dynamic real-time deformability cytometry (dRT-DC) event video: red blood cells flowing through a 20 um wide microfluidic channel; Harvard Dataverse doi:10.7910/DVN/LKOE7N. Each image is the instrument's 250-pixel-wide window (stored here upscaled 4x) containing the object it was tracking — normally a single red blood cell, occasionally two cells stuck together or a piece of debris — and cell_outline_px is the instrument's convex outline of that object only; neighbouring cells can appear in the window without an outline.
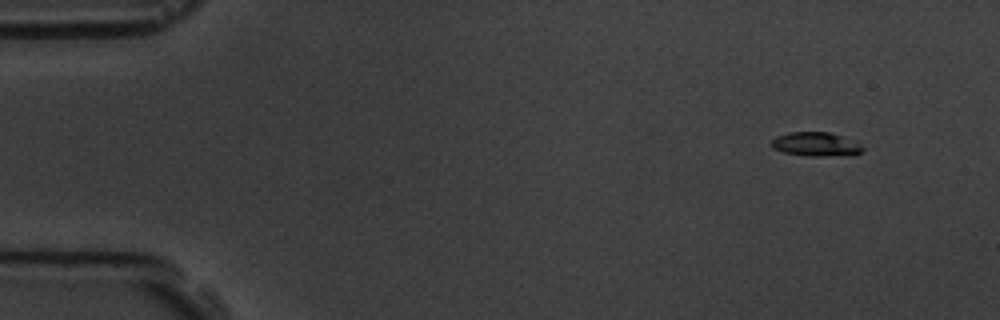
{"species": "common noctule bat (a hibernating species)", "species_latin": "Nyctalus noctula", "temperature_condition": "room temperature", "stored_images_in_passage": 9, "camera_frame_rate_fps": 3000, "um_per_image_px": 0.085, "animal": {"sex": "male", "body_mass_g": 19.5, "forearm_length_mm": 54.6}, "frame": {"image": 1, "passage_image": 1, "time_ms": 0.0, "image_size_px": [1000, 320], "cell_outline_px": [[864, 152], [852, 156], [808, 156], [784, 152], [772, 148], [768, 144], [776, 136], [788, 132], [828, 132], [844, 136], [860, 144], [864, 148]], "centroid_in_image_um": [69.38, 12.27], "position_along_channel_um": 15.6, "area_um2": 13.12}}
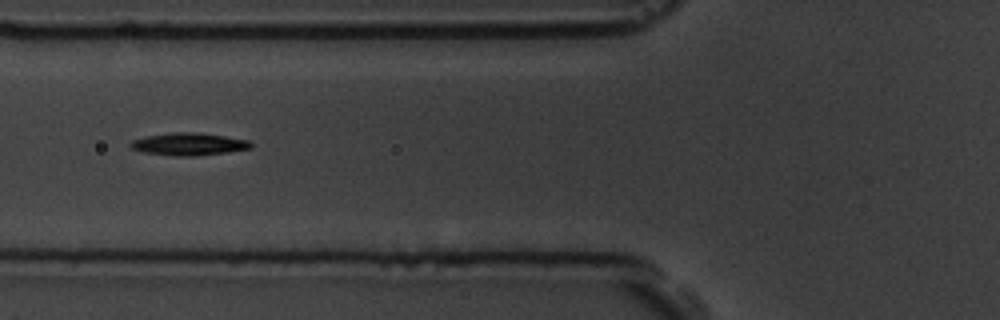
{"frame": {"image": 2, "passage_image": 6, "time_ms": 5.667, "image_size_px": [1000, 320], "cell_outline_px": [[252, 148], [196, 156], [176, 156], [144, 152], [132, 148], [128, 144], [132, 140], [148, 136], [172, 132], [200, 132], [248, 140], [252, 144]], "centroid_in_image_um": [16.04, 12.24], "position_along_channel_um": 109.8, "area_um2": 15.61}}
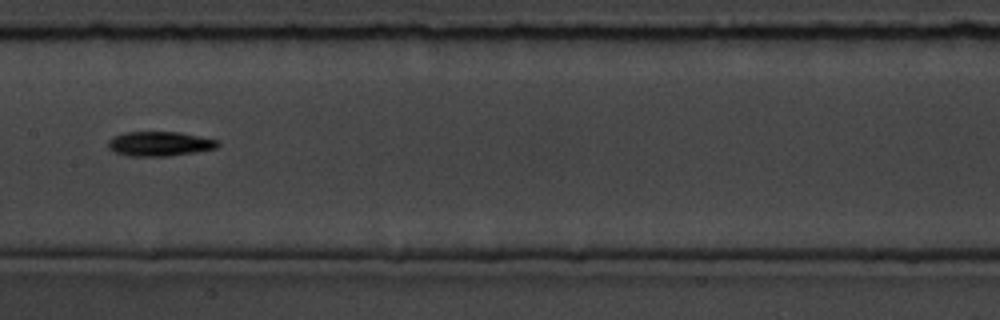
{"frame": {"image": 3, "passage_image": 8, "time_ms": 8.0, "image_size_px": [1000, 320], "cell_outline_px": [[220, 144], [216, 148], [196, 152], [164, 156], [128, 156], [116, 152], [108, 148], [108, 140], [112, 136], [124, 132], [180, 132], [220, 140]], "centroid_in_image_um": [13.57, 12.21], "position_along_channel_um": 193.8, "area_um2": 15.78}}